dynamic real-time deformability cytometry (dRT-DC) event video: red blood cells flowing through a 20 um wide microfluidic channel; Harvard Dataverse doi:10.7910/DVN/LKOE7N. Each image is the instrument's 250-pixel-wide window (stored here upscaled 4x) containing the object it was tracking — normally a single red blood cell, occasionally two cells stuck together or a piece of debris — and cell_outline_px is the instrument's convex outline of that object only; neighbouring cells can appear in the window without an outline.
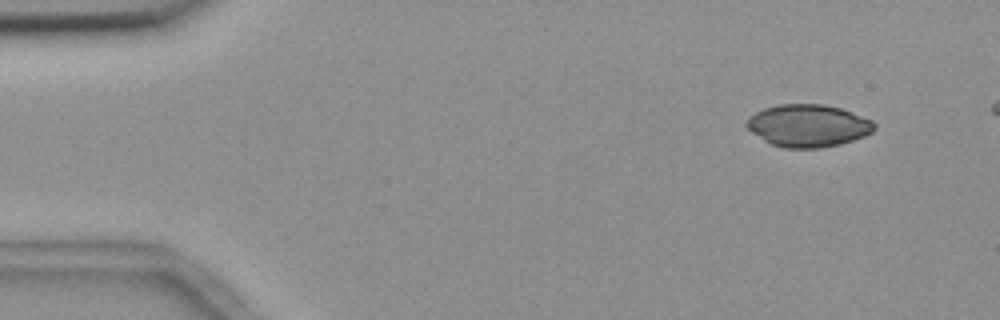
{"species": "common noctule bat (a hibernating species)", "species_latin": "Nyctalus noctula", "temperature_condition": "room temperature", "stored_images_in_passage": 6, "segment_of_instrument_passage": [1, 2], "camera_frame_rate_fps": 3000, "um_per_image_px": 0.085, "animal": {"sex": "female", "body_mass_g": 18.4}, "frame": {"image": 1, "passage_image": 2, "time_ms": 1.333, "image_size_px": [1000, 320], "cell_outline_px": [[876, 128], [872, 132], [864, 136], [840, 144], [820, 148], [784, 148], [772, 144], [764, 140], [752, 132], [744, 124], [748, 116], [764, 108], [776, 104], [824, 104], [840, 108], [872, 120], [876, 124]], "centroid_in_image_um": [68.67, 10.67], "position_along_channel_um": 16.3, "area_um2": 31.62}}